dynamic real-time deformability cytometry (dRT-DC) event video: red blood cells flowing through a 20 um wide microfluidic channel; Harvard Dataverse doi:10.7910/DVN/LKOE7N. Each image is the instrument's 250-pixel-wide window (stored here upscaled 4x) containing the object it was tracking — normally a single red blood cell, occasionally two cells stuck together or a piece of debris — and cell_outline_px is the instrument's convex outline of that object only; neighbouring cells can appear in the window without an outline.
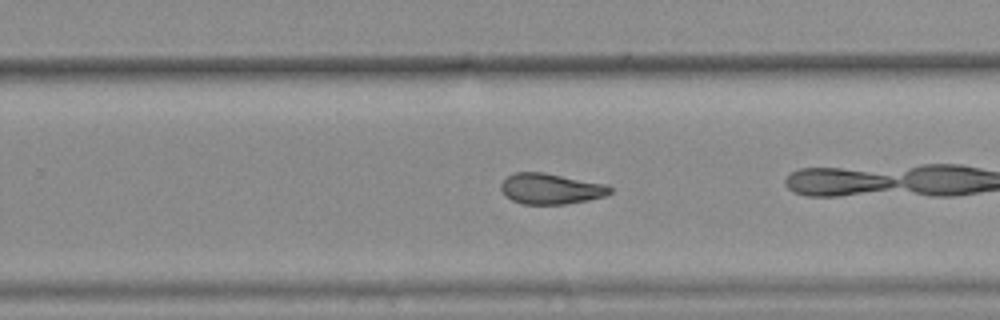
{"species": "common noctule bat (a hibernating species)", "species_latin": "Nyctalus noctula", "temperature_condition": "warm", "stored_images_in_passage": 43, "camera_frame_rate_fps": 3000, "um_per_image_px": 0.085, "animal": {"sex": "female", "body_mass_g": 25.1}, "frame": {"image": 1, "passage_image": 31, "time_ms": 10.0, "image_size_px": [1000, 320], "cell_outline_px": [[612, 192], [604, 196], [588, 200], [564, 204], [524, 204], [512, 200], [504, 196], [500, 188], [500, 184], [504, 176], [512, 172], [544, 172], [604, 184], [612, 188]], "centroid_in_image_um": [46.74, 16.03], "position_along_channel_um": 283.1, "area_um2": 19.65}, "authors_computed_cell_mechanics": {"area_um2": 20.3456, "velocity_mm_per_s": 3.7904, "shape_relaxation_time_tau1_ms": null, "shape_relaxation_time_tau2_ms": 4.3506, "deformation_change_tau1": null, "deformation_change_tau2": 0.1265}}